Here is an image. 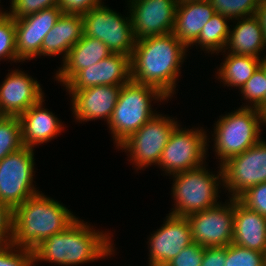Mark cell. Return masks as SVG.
Segmentation results:
<instances>
[{
    "mask_svg": "<svg viewBox=\"0 0 266 266\" xmlns=\"http://www.w3.org/2000/svg\"><path fill=\"white\" fill-rule=\"evenodd\" d=\"M186 51L187 47L173 33L136 41L131 56L132 81L154 87L171 98Z\"/></svg>",
    "mask_w": 266,
    "mask_h": 266,
    "instance_id": "obj_1",
    "label": "cell"
},
{
    "mask_svg": "<svg viewBox=\"0 0 266 266\" xmlns=\"http://www.w3.org/2000/svg\"><path fill=\"white\" fill-rule=\"evenodd\" d=\"M109 233L93 230L78 218L64 231L50 236L33 249L34 262L49 261L65 266L84 264L114 252Z\"/></svg>",
    "mask_w": 266,
    "mask_h": 266,
    "instance_id": "obj_2",
    "label": "cell"
},
{
    "mask_svg": "<svg viewBox=\"0 0 266 266\" xmlns=\"http://www.w3.org/2000/svg\"><path fill=\"white\" fill-rule=\"evenodd\" d=\"M77 219L64 205L38 193L13 210V242L33 250L45 239L64 231Z\"/></svg>",
    "mask_w": 266,
    "mask_h": 266,
    "instance_id": "obj_3",
    "label": "cell"
},
{
    "mask_svg": "<svg viewBox=\"0 0 266 266\" xmlns=\"http://www.w3.org/2000/svg\"><path fill=\"white\" fill-rule=\"evenodd\" d=\"M152 98L157 101L168 99L156 88L132 80L122 85L108 122L117 146L157 114L152 111Z\"/></svg>",
    "mask_w": 266,
    "mask_h": 266,
    "instance_id": "obj_4",
    "label": "cell"
},
{
    "mask_svg": "<svg viewBox=\"0 0 266 266\" xmlns=\"http://www.w3.org/2000/svg\"><path fill=\"white\" fill-rule=\"evenodd\" d=\"M264 123L263 111L252 107H239L221 116L214 126V147L220 166L230 157L241 154L260 140Z\"/></svg>",
    "mask_w": 266,
    "mask_h": 266,
    "instance_id": "obj_5",
    "label": "cell"
},
{
    "mask_svg": "<svg viewBox=\"0 0 266 266\" xmlns=\"http://www.w3.org/2000/svg\"><path fill=\"white\" fill-rule=\"evenodd\" d=\"M206 169L202 165L196 169L172 175L173 182L175 181L172 187V196L176 206L169 214L187 217L219 203L217 202L218 186L219 183L221 185V182L223 185V169L220 166L219 175L216 176Z\"/></svg>",
    "mask_w": 266,
    "mask_h": 266,
    "instance_id": "obj_6",
    "label": "cell"
},
{
    "mask_svg": "<svg viewBox=\"0 0 266 266\" xmlns=\"http://www.w3.org/2000/svg\"><path fill=\"white\" fill-rule=\"evenodd\" d=\"M99 5L82 14L83 34L102 41L112 53L132 56L136 44L131 17Z\"/></svg>",
    "mask_w": 266,
    "mask_h": 266,
    "instance_id": "obj_7",
    "label": "cell"
},
{
    "mask_svg": "<svg viewBox=\"0 0 266 266\" xmlns=\"http://www.w3.org/2000/svg\"><path fill=\"white\" fill-rule=\"evenodd\" d=\"M33 150L22 147L0 160V201L12 211L40 193L32 182L35 172Z\"/></svg>",
    "mask_w": 266,
    "mask_h": 266,
    "instance_id": "obj_8",
    "label": "cell"
},
{
    "mask_svg": "<svg viewBox=\"0 0 266 266\" xmlns=\"http://www.w3.org/2000/svg\"><path fill=\"white\" fill-rule=\"evenodd\" d=\"M178 122L156 114L140 129L123 141L118 149H126L138 169L159 164L162 151Z\"/></svg>",
    "mask_w": 266,
    "mask_h": 266,
    "instance_id": "obj_9",
    "label": "cell"
},
{
    "mask_svg": "<svg viewBox=\"0 0 266 266\" xmlns=\"http://www.w3.org/2000/svg\"><path fill=\"white\" fill-rule=\"evenodd\" d=\"M179 126L172 131L157 165L169 175L201 167L206 159V132L202 128L183 130Z\"/></svg>",
    "mask_w": 266,
    "mask_h": 266,
    "instance_id": "obj_10",
    "label": "cell"
},
{
    "mask_svg": "<svg viewBox=\"0 0 266 266\" xmlns=\"http://www.w3.org/2000/svg\"><path fill=\"white\" fill-rule=\"evenodd\" d=\"M223 185L231 198L237 199L248 188L266 182V142L256 145L241 154L230 157L221 165Z\"/></svg>",
    "mask_w": 266,
    "mask_h": 266,
    "instance_id": "obj_11",
    "label": "cell"
},
{
    "mask_svg": "<svg viewBox=\"0 0 266 266\" xmlns=\"http://www.w3.org/2000/svg\"><path fill=\"white\" fill-rule=\"evenodd\" d=\"M229 200L186 217L191 226L193 242L205 248L233 243L234 199Z\"/></svg>",
    "mask_w": 266,
    "mask_h": 266,
    "instance_id": "obj_12",
    "label": "cell"
},
{
    "mask_svg": "<svg viewBox=\"0 0 266 266\" xmlns=\"http://www.w3.org/2000/svg\"><path fill=\"white\" fill-rule=\"evenodd\" d=\"M129 13L136 41L172 33L176 0H129Z\"/></svg>",
    "mask_w": 266,
    "mask_h": 266,
    "instance_id": "obj_13",
    "label": "cell"
},
{
    "mask_svg": "<svg viewBox=\"0 0 266 266\" xmlns=\"http://www.w3.org/2000/svg\"><path fill=\"white\" fill-rule=\"evenodd\" d=\"M168 215L165 224L149 238V266H165L182 249L193 243L188 219Z\"/></svg>",
    "mask_w": 266,
    "mask_h": 266,
    "instance_id": "obj_14",
    "label": "cell"
},
{
    "mask_svg": "<svg viewBox=\"0 0 266 266\" xmlns=\"http://www.w3.org/2000/svg\"><path fill=\"white\" fill-rule=\"evenodd\" d=\"M63 13L59 6L43 9L35 14L14 19L17 58L22 62L37 57L45 35Z\"/></svg>",
    "mask_w": 266,
    "mask_h": 266,
    "instance_id": "obj_15",
    "label": "cell"
},
{
    "mask_svg": "<svg viewBox=\"0 0 266 266\" xmlns=\"http://www.w3.org/2000/svg\"><path fill=\"white\" fill-rule=\"evenodd\" d=\"M131 80V57L112 53L98 63L80 70L65 87L67 90H83L99 85L122 86Z\"/></svg>",
    "mask_w": 266,
    "mask_h": 266,
    "instance_id": "obj_16",
    "label": "cell"
},
{
    "mask_svg": "<svg viewBox=\"0 0 266 266\" xmlns=\"http://www.w3.org/2000/svg\"><path fill=\"white\" fill-rule=\"evenodd\" d=\"M16 70L8 73L0 85V116L20 117L43 99L44 93L38 81Z\"/></svg>",
    "mask_w": 266,
    "mask_h": 266,
    "instance_id": "obj_17",
    "label": "cell"
},
{
    "mask_svg": "<svg viewBox=\"0 0 266 266\" xmlns=\"http://www.w3.org/2000/svg\"><path fill=\"white\" fill-rule=\"evenodd\" d=\"M122 86L99 85L83 90H67L72 96L75 118L80 121L106 119L109 122Z\"/></svg>",
    "mask_w": 266,
    "mask_h": 266,
    "instance_id": "obj_18",
    "label": "cell"
},
{
    "mask_svg": "<svg viewBox=\"0 0 266 266\" xmlns=\"http://www.w3.org/2000/svg\"><path fill=\"white\" fill-rule=\"evenodd\" d=\"M43 102L44 98L19 117L24 147L34 148L37 144L48 142L64 128L51 111L43 108Z\"/></svg>",
    "mask_w": 266,
    "mask_h": 266,
    "instance_id": "obj_19",
    "label": "cell"
},
{
    "mask_svg": "<svg viewBox=\"0 0 266 266\" xmlns=\"http://www.w3.org/2000/svg\"><path fill=\"white\" fill-rule=\"evenodd\" d=\"M233 243L266 254V217L234 199Z\"/></svg>",
    "mask_w": 266,
    "mask_h": 266,
    "instance_id": "obj_20",
    "label": "cell"
},
{
    "mask_svg": "<svg viewBox=\"0 0 266 266\" xmlns=\"http://www.w3.org/2000/svg\"><path fill=\"white\" fill-rule=\"evenodd\" d=\"M111 54V50L102 41L83 34L80 41L70 49L55 78L65 86L80 70L98 63Z\"/></svg>",
    "mask_w": 266,
    "mask_h": 266,
    "instance_id": "obj_21",
    "label": "cell"
},
{
    "mask_svg": "<svg viewBox=\"0 0 266 266\" xmlns=\"http://www.w3.org/2000/svg\"><path fill=\"white\" fill-rule=\"evenodd\" d=\"M82 35V14L62 13L53 28L45 35L39 56H56L62 53L64 61Z\"/></svg>",
    "mask_w": 266,
    "mask_h": 266,
    "instance_id": "obj_22",
    "label": "cell"
},
{
    "mask_svg": "<svg viewBox=\"0 0 266 266\" xmlns=\"http://www.w3.org/2000/svg\"><path fill=\"white\" fill-rule=\"evenodd\" d=\"M214 14L215 10L208 0L179 4L172 33L187 48L191 47Z\"/></svg>",
    "mask_w": 266,
    "mask_h": 266,
    "instance_id": "obj_23",
    "label": "cell"
},
{
    "mask_svg": "<svg viewBox=\"0 0 266 266\" xmlns=\"http://www.w3.org/2000/svg\"><path fill=\"white\" fill-rule=\"evenodd\" d=\"M237 21L233 30L229 31L224 52L229 49L233 54L260 58L259 55L266 48V44L258 17L251 15Z\"/></svg>",
    "mask_w": 266,
    "mask_h": 266,
    "instance_id": "obj_24",
    "label": "cell"
},
{
    "mask_svg": "<svg viewBox=\"0 0 266 266\" xmlns=\"http://www.w3.org/2000/svg\"><path fill=\"white\" fill-rule=\"evenodd\" d=\"M251 56L227 53V56L220 65L217 74L218 79L227 86L242 88L243 85L252 77L260 67L262 59Z\"/></svg>",
    "mask_w": 266,
    "mask_h": 266,
    "instance_id": "obj_25",
    "label": "cell"
},
{
    "mask_svg": "<svg viewBox=\"0 0 266 266\" xmlns=\"http://www.w3.org/2000/svg\"><path fill=\"white\" fill-rule=\"evenodd\" d=\"M230 20L221 14L215 13L205 24L196 41L192 44L201 45L202 49L214 53L222 52L226 46L230 27L227 21Z\"/></svg>",
    "mask_w": 266,
    "mask_h": 266,
    "instance_id": "obj_26",
    "label": "cell"
},
{
    "mask_svg": "<svg viewBox=\"0 0 266 266\" xmlns=\"http://www.w3.org/2000/svg\"><path fill=\"white\" fill-rule=\"evenodd\" d=\"M23 146L19 117L0 116V160Z\"/></svg>",
    "mask_w": 266,
    "mask_h": 266,
    "instance_id": "obj_27",
    "label": "cell"
},
{
    "mask_svg": "<svg viewBox=\"0 0 266 266\" xmlns=\"http://www.w3.org/2000/svg\"><path fill=\"white\" fill-rule=\"evenodd\" d=\"M215 13L231 20L249 17L256 14L260 0H208Z\"/></svg>",
    "mask_w": 266,
    "mask_h": 266,
    "instance_id": "obj_28",
    "label": "cell"
},
{
    "mask_svg": "<svg viewBox=\"0 0 266 266\" xmlns=\"http://www.w3.org/2000/svg\"><path fill=\"white\" fill-rule=\"evenodd\" d=\"M241 94L252 105L244 107L257 108L264 110L266 108V77L265 71L259 67L252 77L241 88Z\"/></svg>",
    "mask_w": 266,
    "mask_h": 266,
    "instance_id": "obj_29",
    "label": "cell"
},
{
    "mask_svg": "<svg viewBox=\"0 0 266 266\" xmlns=\"http://www.w3.org/2000/svg\"><path fill=\"white\" fill-rule=\"evenodd\" d=\"M224 266H266V254L231 243L226 246Z\"/></svg>",
    "mask_w": 266,
    "mask_h": 266,
    "instance_id": "obj_30",
    "label": "cell"
},
{
    "mask_svg": "<svg viewBox=\"0 0 266 266\" xmlns=\"http://www.w3.org/2000/svg\"><path fill=\"white\" fill-rule=\"evenodd\" d=\"M3 58L21 62L16 52L15 21L9 14L0 17V60Z\"/></svg>",
    "mask_w": 266,
    "mask_h": 266,
    "instance_id": "obj_31",
    "label": "cell"
},
{
    "mask_svg": "<svg viewBox=\"0 0 266 266\" xmlns=\"http://www.w3.org/2000/svg\"><path fill=\"white\" fill-rule=\"evenodd\" d=\"M33 265H34L33 250H30L28 248L17 247L14 246L12 243L9 245L0 246V266H33Z\"/></svg>",
    "mask_w": 266,
    "mask_h": 266,
    "instance_id": "obj_32",
    "label": "cell"
},
{
    "mask_svg": "<svg viewBox=\"0 0 266 266\" xmlns=\"http://www.w3.org/2000/svg\"><path fill=\"white\" fill-rule=\"evenodd\" d=\"M11 11L8 12L14 19L35 14L43 9L59 6V0H11Z\"/></svg>",
    "mask_w": 266,
    "mask_h": 266,
    "instance_id": "obj_33",
    "label": "cell"
},
{
    "mask_svg": "<svg viewBox=\"0 0 266 266\" xmlns=\"http://www.w3.org/2000/svg\"><path fill=\"white\" fill-rule=\"evenodd\" d=\"M237 199L249 209L266 217V182L248 188Z\"/></svg>",
    "mask_w": 266,
    "mask_h": 266,
    "instance_id": "obj_34",
    "label": "cell"
},
{
    "mask_svg": "<svg viewBox=\"0 0 266 266\" xmlns=\"http://www.w3.org/2000/svg\"><path fill=\"white\" fill-rule=\"evenodd\" d=\"M204 247L193 242L171 259L165 266H201Z\"/></svg>",
    "mask_w": 266,
    "mask_h": 266,
    "instance_id": "obj_35",
    "label": "cell"
},
{
    "mask_svg": "<svg viewBox=\"0 0 266 266\" xmlns=\"http://www.w3.org/2000/svg\"><path fill=\"white\" fill-rule=\"evenodd\" d=\"M13 242V211L0 201V246Z\"/></svg>",
    "mask_w": 266,
    "mask_h": 266,
    "instance_id": "obj_36",
    "label": "cell"
},
{
    "mask_svg": "<svg viewBox=\"0 0 266 266\" xmlns=\"http://www.w3.org/2000/svg\"><path fill=\"white\" fill-rule=\"evenodd\" d=\"M102 0H59L63 13L83 14L98 7Z\"/></svg>",
    "mask_w": 266,
    "mask_h": 266,
    "instance_id": "obj_37",
    "label": "cell"
},
{
    "mask_svg": "<svg viewBox=\"0 0 266 266\" xmlns=\"http://www.w3.org/2000/svg\"><path fill=\"white\" fill-rule=\"evenodd\" d=\"M226 260V246L204 247L201 266H224Z\"/></svg>",
    "mask_w": 266,
    "mask_h": 266,
    "instance_id": "obj_38",
    "label": "cell"
},
{
    "mask_svg": "<svg viewBox=\"0 0 266 266\" xmlns=\"http://www.w3.org/2000/svg\"><path fill=\"white\" fill-rule=\"evenodd\" d=\"M255 15L258 17L260 21L266 44V1L265 0H260V4L256 10Z\"/></svg>",
    "mask_w": 266,
    "mask_h": 266,
    "instance_id": "obj_39",
    "label": "cell"
},
{
    "mask_svg": "<svg viewBox=\"0 0 266 266\" xmlns=\"http://www.w3.org/2000/svg\"><path fill=\"white\" fill-rule=\"evenodd\" d=\"M194 1H204V0H176L177 5L186 3V2H194Z\"/></svg>",
    "mask_w": 266,
    "mask_h": 266,
    "instance_id": "obj_40",
    "label": "cell"
},
{
    "mask_svg": "<svg viewBox=\"0 0 266 266\" xmlns=\"http://www.w3.org/2000/svg\"><path fill=\"white\" fill-rule=\"evenodd\" d=\"M260 67L265 71V77H266V58L262 59Z\"/></svg>",
    "mask_w": 266,
    "mask_h": 266,
    "instance_id": "obj_41",
    "label": "cell"
},
{
    "mask_svg": "<svg viewBox=\"0 0 266 266\" xmlns=\"http://www.w3.org/2000/svg\"><path fill=\"white\" fill-rule=\"evenodd\" d=\"M263 114H264V124L266 125V108L263 110Z\"/></svg>",
    "mask_w": 266,
    "mask_h": 266,
    "instance_id": "obj_42",
    "label": "cell"
},
{
    "mask_svg": "<svg viewBox=\"0 0 266 266\" xmlns=\"http://www.w3.org/2000/svg\"><path fill=\"white\" fill-rule=\"evenodd\" d=\"M6 14H8V12H6V11L3 12V11L0 10V17L4 16V15H6Z\"/></svg>",
    "mask_w": 266,
    "mask_h": 266,
    "instance_id": "obj_43",
    "label": "cell"
}]
</instances>
